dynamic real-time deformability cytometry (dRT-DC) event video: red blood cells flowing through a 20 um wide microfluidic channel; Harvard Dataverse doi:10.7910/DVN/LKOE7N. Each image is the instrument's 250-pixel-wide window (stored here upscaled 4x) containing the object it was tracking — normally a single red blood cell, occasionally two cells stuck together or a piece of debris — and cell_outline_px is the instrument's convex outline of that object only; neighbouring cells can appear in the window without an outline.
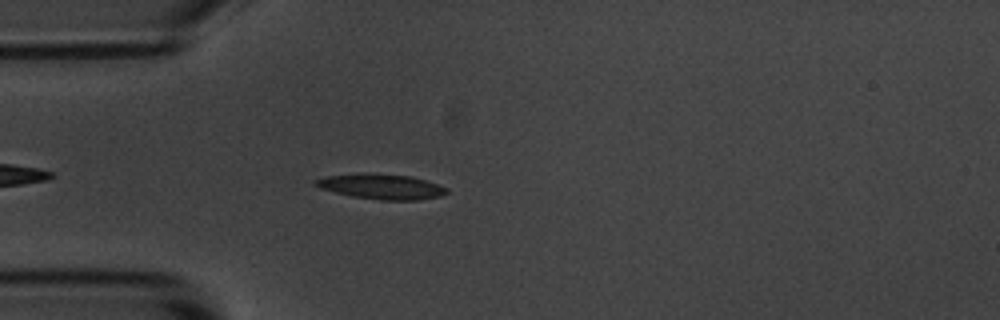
{"species": "common noctule bat (a hibernating species)", "species_latin": "Nyctalus noctula", "temperature_condition": "room temperature", "stored_images_in_passage": 4, "camera_frame_rate_fps": 3000, "um_per_image_px": 0.085, "animal": {"sex": "male", "body_mass_g": 20.1, "forearm_length_mm": 53.5}, "frame": {"image": 1, "passage_image": 4, "time_ms": 3.333, "image_size_px": [1000, 320], "cell_outline_px": [[448, 192], [440, 196], [420, 200], [380, 200], [352, 196], [320, 188], [312, 184], [312, 180], [328, 176], [364, 172], [412, 176], [448, 188]], "centroid_in_image_um": [32.39, 15.85], "position_along_channel_um": 52.6, "area_um2": 19.31}}